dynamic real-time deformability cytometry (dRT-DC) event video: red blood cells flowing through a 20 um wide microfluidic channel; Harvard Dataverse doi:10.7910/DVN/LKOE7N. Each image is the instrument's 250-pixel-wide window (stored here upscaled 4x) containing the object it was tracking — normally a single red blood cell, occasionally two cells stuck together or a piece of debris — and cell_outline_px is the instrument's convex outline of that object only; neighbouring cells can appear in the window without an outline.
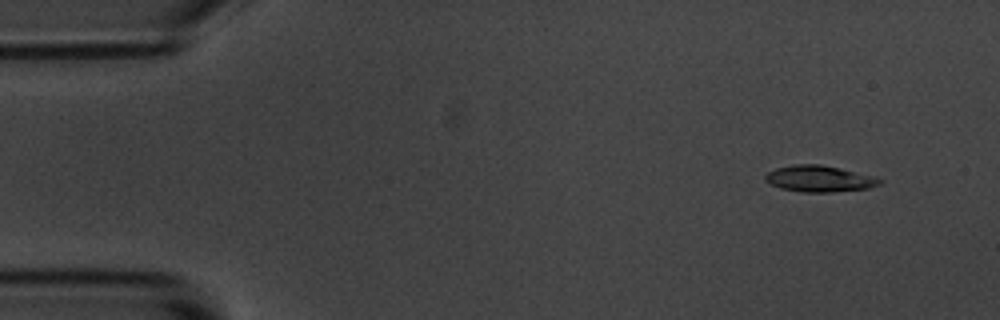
{"species": "common noctule bat (a hibernating species)", "species_latin": "Nyctalus noctula", "temperature_condition": "room temperature", "stored_images_in_passage": 5, "camera_frame_rate_fps": 3000, "um_per_image_px": 0.085, "animal": {"sex": "male", "body_mass_g": 20.1, "forearm_length_mm": 53.5}, "frame": {"image": 1, "passage_image": 2, "time_ms": 1.333, "image_size_px": [1000, 320], "cell_outline_px": [[884, 180], [880, 184], [868, 188], [832, 192], [804, 192], [780, 188], [764, 180], [764, 176], [768, 172], [776, 168], [792, 164], [820, 164], [840, 168], [872, 176]], "centroid_in_image_um": [69.62, 15.18], "position_along_channel_um": 15.4, "area_um2": 17.46}}
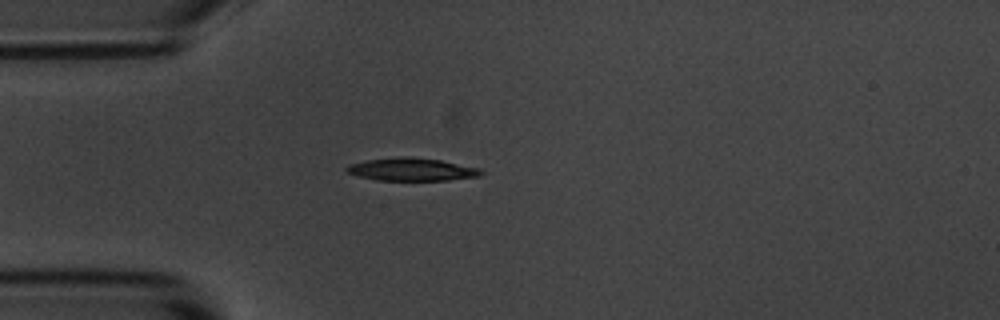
{"frame": {"image": 2, "passage_image": 5, "time_ms": 4.667, "image_size_px": [1000, 320], "cell_outline_px": [[484, 172], [480, 176], [448, 180], [376, 180], [360, 176], [348, 172], [344, 168], [348, 164], [368, 160], [400, 156], [408, 156], [440, 160], [480, 168]], "centroid_in_image_um": [35.01, 14.39], "position_along_channel_um": 50.0, "area_um2": 17.8}}